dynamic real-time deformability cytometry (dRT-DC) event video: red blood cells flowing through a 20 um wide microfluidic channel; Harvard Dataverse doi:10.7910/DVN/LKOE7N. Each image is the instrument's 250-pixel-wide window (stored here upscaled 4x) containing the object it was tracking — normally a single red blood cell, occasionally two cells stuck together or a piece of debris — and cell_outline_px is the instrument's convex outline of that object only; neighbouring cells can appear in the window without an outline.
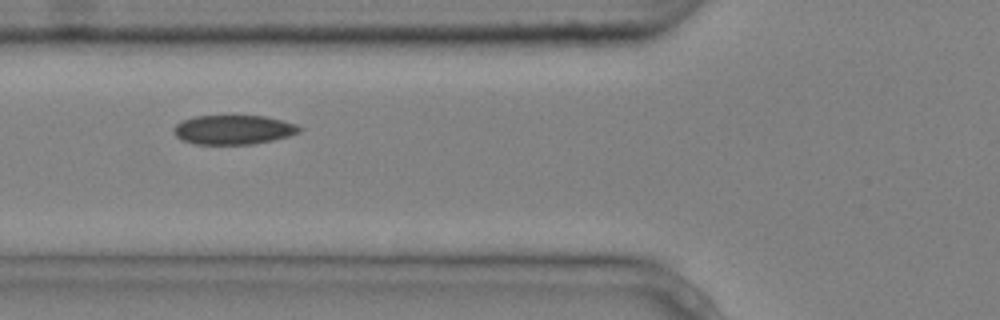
{"species": "common noctule bat (a hibernating species)", "species_latin": "Nyctalus noctula", "temperature_condition": "cold", "stored_images_in_passage": 6, "camera_frame_rate_fps": 3000, "um_per_image_px": 0.085, "animal": {"sex": "male", "body_mass_g": 20.4}, "frame": {"image": 1, "passage_image": 2, "time_ms": 0.333, "image_size_px": [1000, 320], "cell_outline_px": [[304, 128], [300, 132], [288, 136], [272, 140], [252, 144], [196, 144], [184, 140], [176, 136], [172, 128], [180, 120], [196, 116], [264, 116], [296, 124]], "centroid_in_image_um": [19.83, 11.02], "position_along_channel_um": 106.0, "area_um2": 21.39}}
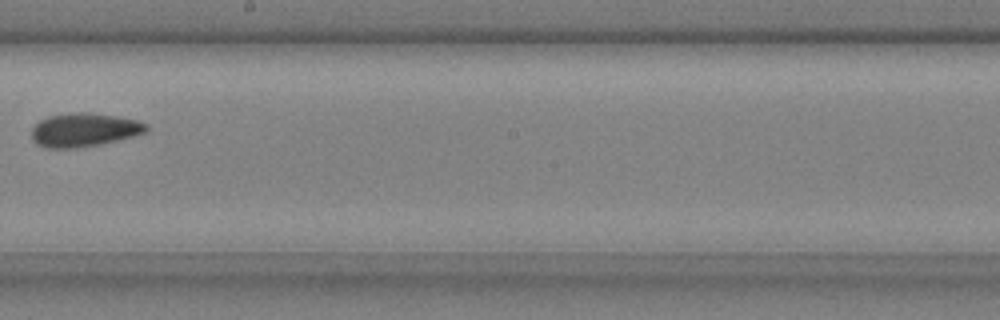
{"frame": {"image": 2, "passage_image": 5, "time_ms": 1.333, "image_size_px": [1000, 320], "cell_outline_px": [[148, 128], [144, 132], [136, 136], [100, 144], [80, 148], [48, 148], [36, 144], [32, 140], [32, 128], [40, 120], [48, 116], [76, 112], [84, 112], [116, 116], [136, 120], [148, 124]], "centroid_in_image_um": [7.14, 11.05], "position_along_channel_um": 241.1, "area_um2": 22.48}}
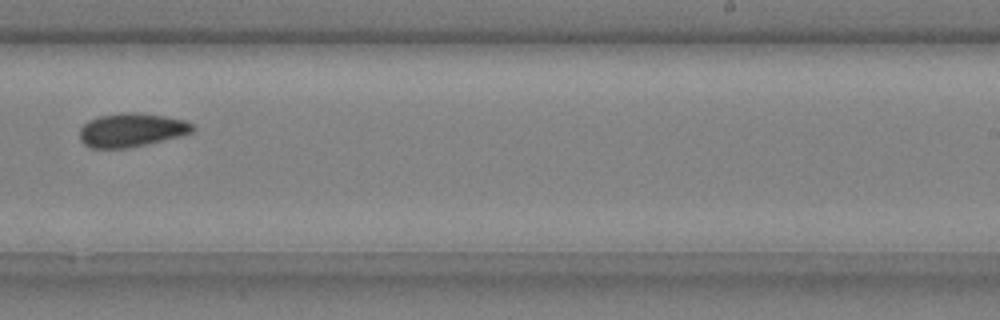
{"frame": {"image": 3, "passage_image": 6, "time_ms": 1.667, "image_size_px": [1000, 320], "cell_outline_px": [[196, 128], [192, 132], [180, 136], [148, 144], [128, 148], [92, 148], [84, 144], [80, 140], [80, 128], [88, 120], [100, 116], [120, 112], [136, 112], [164, 116], [184, 120], [192, 124]], "centroid_in_image_um": [11.17, 11.05], "position_along_channel_um": 277.8, "area_um2": 22.25}}